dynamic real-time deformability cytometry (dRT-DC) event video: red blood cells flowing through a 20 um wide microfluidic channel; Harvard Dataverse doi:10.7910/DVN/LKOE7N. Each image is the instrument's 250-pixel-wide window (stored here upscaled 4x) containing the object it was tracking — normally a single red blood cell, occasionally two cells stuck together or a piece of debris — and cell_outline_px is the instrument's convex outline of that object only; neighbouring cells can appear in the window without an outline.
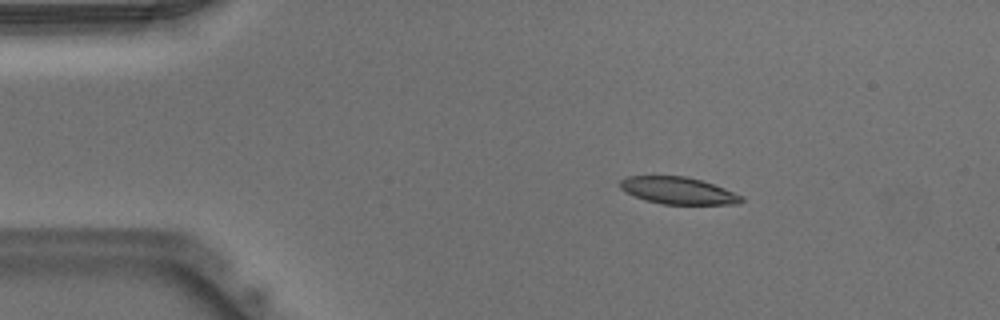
{"species": "Egyptian fruit bat (a non-hibernating species)", "species_latin": "Rousettus aegyptiacus", "temperature_condition": "warm", "stored_images_in_passage": 50, "camera_frame_rate_fps": 3000, "um_per_image_px": 0.085, "animal": {"sex": "male"}, "frame": {"image": 1, "passage_image": 8, "time_ms": 2.333, "image_size_px": [1000, 320], "cell_outline_px": [[744, 200], [740, 204], [664, 204], [644, 200], [620, 188], [620, 180], [628, 176], [684, 176], [700, 180], [724, 188], [744, 196]], "centroid_in_image_um": [57.67, 16.21], "position_along_channel_um": 27.3, "area_um2": 18.96}}
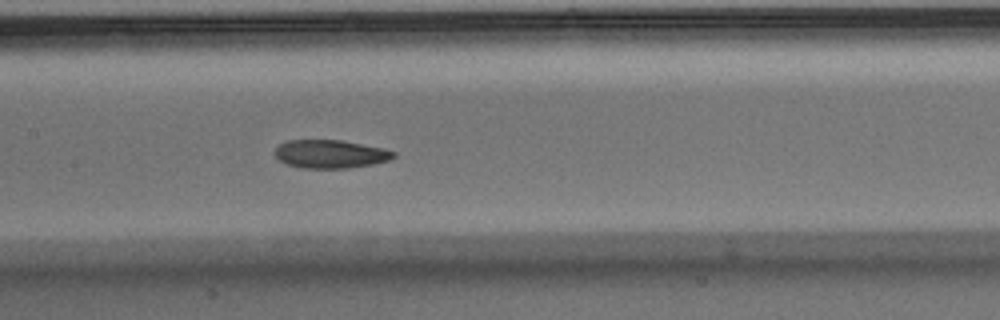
{"frame": {"image": 2, "passage_image": 24, "time_ms": 7.667, "image_size_px": [1000, 320], "cell_outline_px": [[396, 156], [388, 160], [372, 164], [348, 168], [300, 168], [288, 164], [280, 160], [276, 156], [276, 148], [280, 144], [288, 140], [340, 140], [384, 148], [396, 152]], "centroid_in_image_um": [28.1, 13.09], "position_along_channel_um": 179.3, "area_um2": 19.42}}
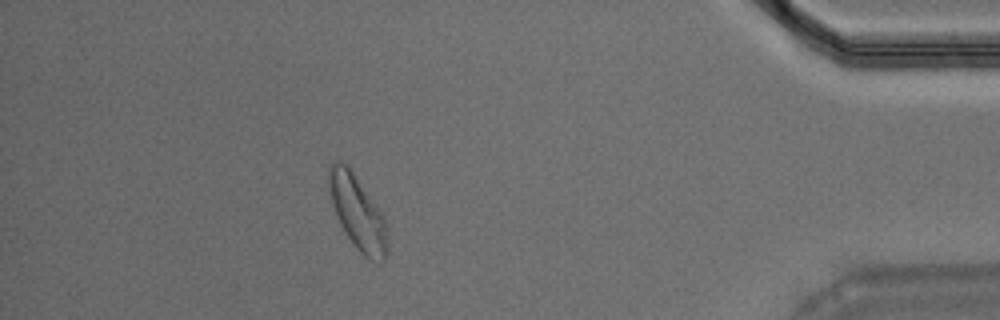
{"frame": {"image": 3, "passage_image": 45, "time_ms": 14.667, "image_size_px": [1000, 320], "cell_outline_px": [[388, 252], [384, 260], [380, 264], [368, 260], [356, 248], [348, 236], [332, 204], [328, 188], [328, 168], [336, 160], [340, 160], [348, 164], [384, 216], [388, 228]], "centroid_in_image_um": [30.43, 18.08], "position_along_channel_um": 404.8, "area_um2": 25.49}, "authors_computed_cell_mechanics": {"area_um2": 20.2589, "velocity_mm_per_s": 3.9164, "shape_relaxation_time_tau1_ms": 4.9442, "shape_relaxation_time_tau2_ms": 3.2529, "deformation_change_tau1": 0.1647, "deformation_change_tau2": 0.1063}}